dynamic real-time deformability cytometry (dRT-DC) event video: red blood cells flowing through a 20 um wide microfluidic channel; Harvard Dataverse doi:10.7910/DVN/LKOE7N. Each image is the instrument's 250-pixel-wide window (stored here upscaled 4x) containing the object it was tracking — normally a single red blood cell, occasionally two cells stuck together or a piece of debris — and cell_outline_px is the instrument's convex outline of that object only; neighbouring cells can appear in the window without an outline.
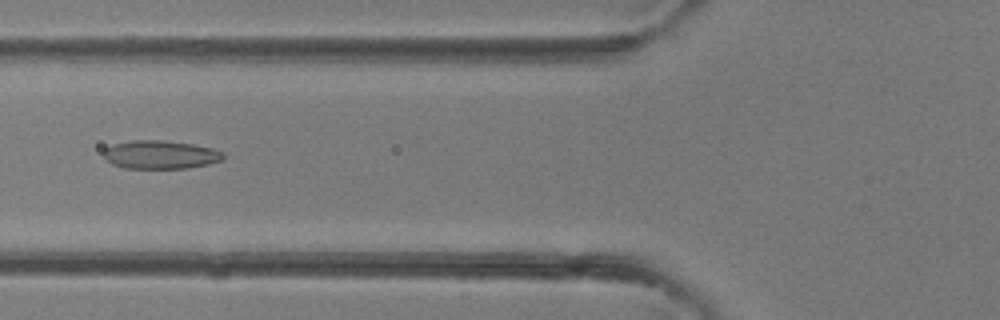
{"species": "common noctule bat (a hibernating species)", "species_latin": "Nyctalus noctula", "temperature_condition": "room temperature", "stored_images_in_passage": 40, "camera_frame_rate_fps": 3000, "um_per_image_px": 0.085, "animal": {"sex": "female"}, "frame": {"image": 1, "passage_image": 16, "time_ms": 5.0, "image_size_px": [1000, 320], "cell_outline_px": [[224, 160], [208, 164], [188, 168], [124, 168], [112, 164], [104, 160], [104, 148], [112, 144], [132, 140], [164, 140], [192, 144], [212, 148], [224, 152]], "centroid_in_image_um": [13.62, 13.14], "position_along_channel_um": 112.2, "area_um2": 20.0}}
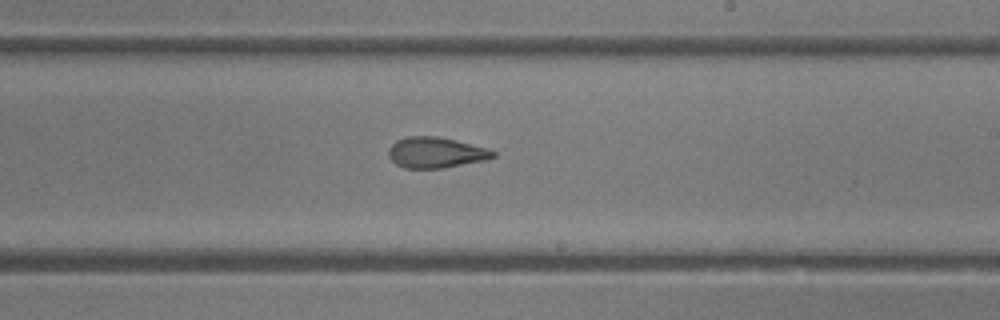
{"frame": {"image": 2, "passage_image": 24, "time_ms": 7.667, "image_size_px": [1000, 320], "cell_outline_px": [[496, 156], [484, 160], [444, 168], [404, 168], [396, 164], [388, 156], [388, 148], [396, 140], [408, 136], [436, 136], [456, 140], [488, 148], [496, 152]], "centroid_in_image_um": [37.03, 12.96], "position_along_channel_um": 252.0, "area_um2": 18.79}}
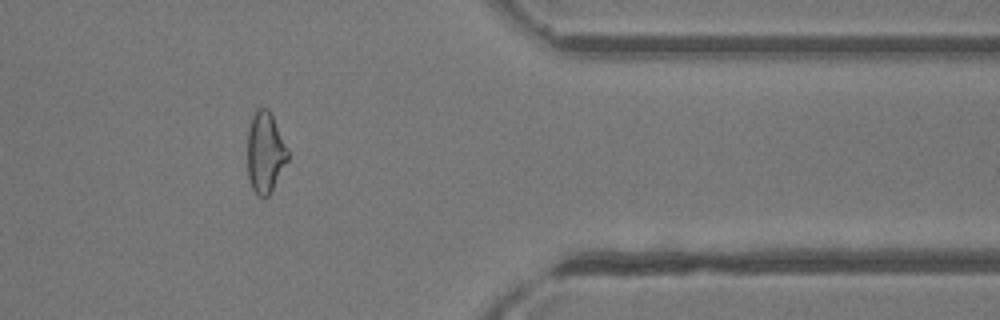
{"frame": {"image": 3, "passage_image": 33, "time_ms": 10.667, "image_size_px": [1000, 320], "cell_outline_px": [[288, 160], [268, 196], [264, 200], [256, 196], [252, 188], [248, 176], [248, 128], [252, 116], [256, 108], [268, 108], [288, 148]], "centroid_in_image_um": [22.53, 12.98], "position_along_channel_um": 388.9, "area_um2": 19.07}}